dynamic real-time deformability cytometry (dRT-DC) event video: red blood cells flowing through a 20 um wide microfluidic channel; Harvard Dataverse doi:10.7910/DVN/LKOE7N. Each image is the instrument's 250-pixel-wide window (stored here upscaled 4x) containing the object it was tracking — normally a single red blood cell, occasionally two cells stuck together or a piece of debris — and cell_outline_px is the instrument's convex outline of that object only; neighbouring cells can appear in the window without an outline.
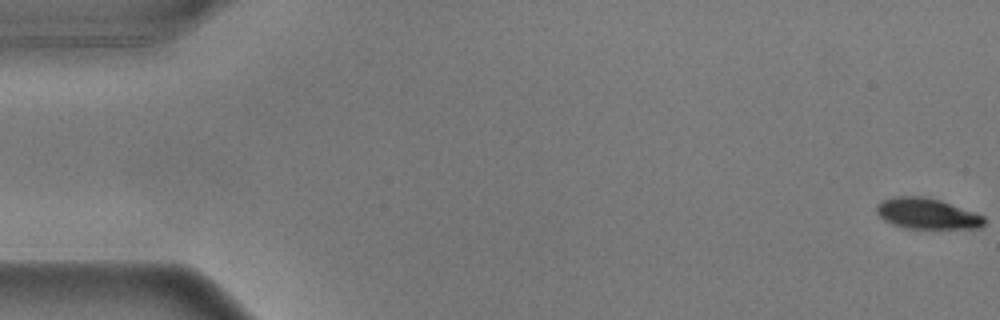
{"species": "common noctule bat (a hibernating species)", "species_latin": "Nyctalus noctula", "temperature_condition": "warm", "stored_images_in_passage": 11, "camera_frame_rate_fps": 3000, "um_per_image_px": 0.085, "animal": {"sex": "male", "body_mass_g": 17.9}, "frame": {"image": 1, "passage_image": 1, "time_ms": 0.0, "image_size_px": [1000, 320], "cell_outline_px": [[984, 224], [980, 228], [904, 228], [892, 224], [884, 220], [876, 212], [876, 204], [880, 200], [892, 196], [924, 196], [940, 200], [984, 216]], "centroid_in_image_um": [78.73, 18.14], "position_along_channel_um": 6.3, "area_um2": 19.31}}